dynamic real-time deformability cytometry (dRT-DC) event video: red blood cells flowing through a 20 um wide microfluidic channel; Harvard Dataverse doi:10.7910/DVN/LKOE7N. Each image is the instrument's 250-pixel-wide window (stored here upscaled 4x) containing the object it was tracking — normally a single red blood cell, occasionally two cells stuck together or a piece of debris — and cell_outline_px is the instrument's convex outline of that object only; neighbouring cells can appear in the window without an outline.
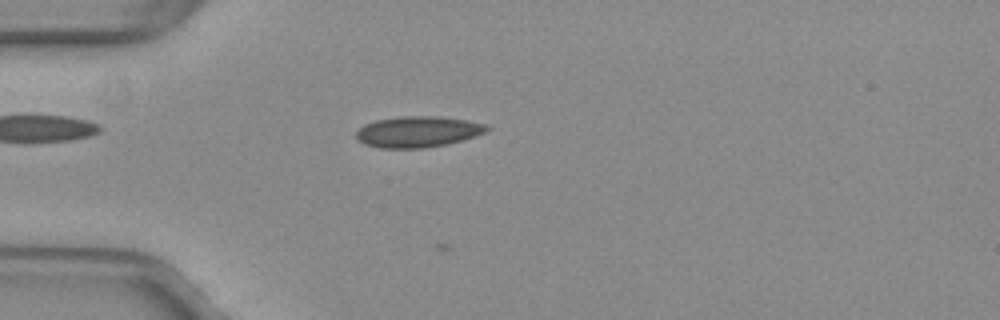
{"species": "common noctule bat (a hibernating species)", "species_latin": "Nyctalus noctula", "temperature_condition": "warm", "stored_images_in_passage": 10, "camera_frame_rate_fps": 3000, "um_per_image_px": 0.085, "animal": {"sex": "female", "body_mass_g": 29.2, "forearm_length_mm": 56.3}, "frame": {"image": 1, "passage_image": 1, "time_ms": 0.0, "image_size_px": [1000, 320], "cell_outline_px": [[492, 128], [476, 136], [448, 144], [424, 148], [380, 148], [364, 144], [356, 136], [356, 132], [364, 124], [376, 120], [404, 116], [436, 116], [464, 120], [488, 124]], "centroid_in_image_um": [35.54, 11.2], "position_along_channel_um": 49.5, "area_um2": 23.58}}